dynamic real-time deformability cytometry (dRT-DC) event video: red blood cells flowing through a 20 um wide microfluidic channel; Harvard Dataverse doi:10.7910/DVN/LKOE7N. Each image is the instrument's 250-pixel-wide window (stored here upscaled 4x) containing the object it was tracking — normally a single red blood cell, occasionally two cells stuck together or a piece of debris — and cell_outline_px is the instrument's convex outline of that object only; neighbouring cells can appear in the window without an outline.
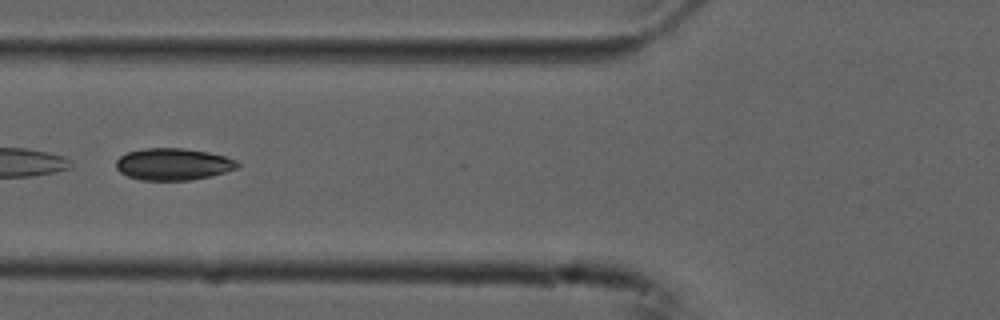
{"species": "common noctule bat (a hibernating species)", "species_latin": "Nyctalus noctula", "temperature_condition": "cold", "stored_images_in_passage": 47, "camera_frame_rate_fps": 3000, "um_per_image_px": 0.085, "animal": {"sex": "male", "forearm_length_mm": 52.5}, "frame": {"image": 1, "passage_image": 20, "time_ms": 6.333, "image_size_px": [1000, 320], "cell_outline_px": [[240, 164], [236, 168], [212, 176], [188, 180], [140, 180], [128, 176], [120, 172], [116, 168], [116, 160], [120, 156], [128, 152], [144, 148], [184, 148], [208, 152], [224, 156], [236, 160]], "centroid_in_image_um": [14.7, 13.95], "position_along_channel_um": 111.1, "area_um2": 22.54}}
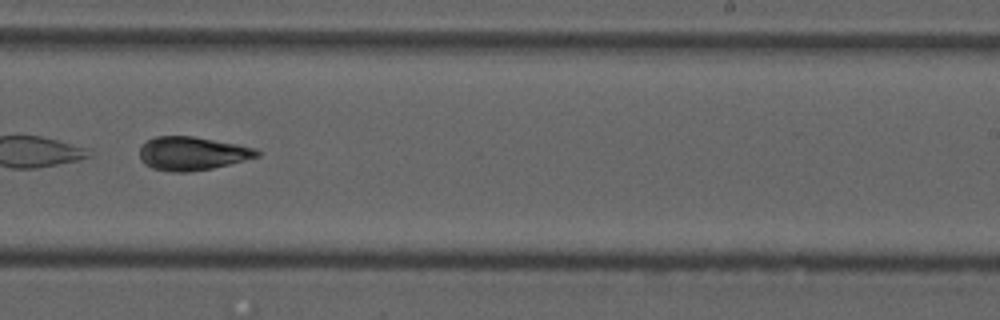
{"frame": {"image": 2, "passage_image": 33, "time_ms": 10.667, "image_size_px": [1000, 320], "cell_outline_px": [[260, 156], [212, 168], [188, 172], [172, 172], [152, 168], [144, 164], [140, 160], [140, 148], [148, 140], [156, 136], [192, 136], [236, 144], [256, 148], [260, 152]], "centroid_in_image_um": [16.32, 13.05], "position_along_channel_um": 272.7, "area_um2": 22.77}, "authors_computed_cell_mechanics": {"area_um2": 23.987, "velocity_mm_per_s": 3.7352, "shape_relaxation_time_tau1_ms": 2.0295, "shape_relaxation_time_tau2_ms": 8.6606, "deformation_change_tau1": 0.0296, "deformation_change_tau2": 0.183}}